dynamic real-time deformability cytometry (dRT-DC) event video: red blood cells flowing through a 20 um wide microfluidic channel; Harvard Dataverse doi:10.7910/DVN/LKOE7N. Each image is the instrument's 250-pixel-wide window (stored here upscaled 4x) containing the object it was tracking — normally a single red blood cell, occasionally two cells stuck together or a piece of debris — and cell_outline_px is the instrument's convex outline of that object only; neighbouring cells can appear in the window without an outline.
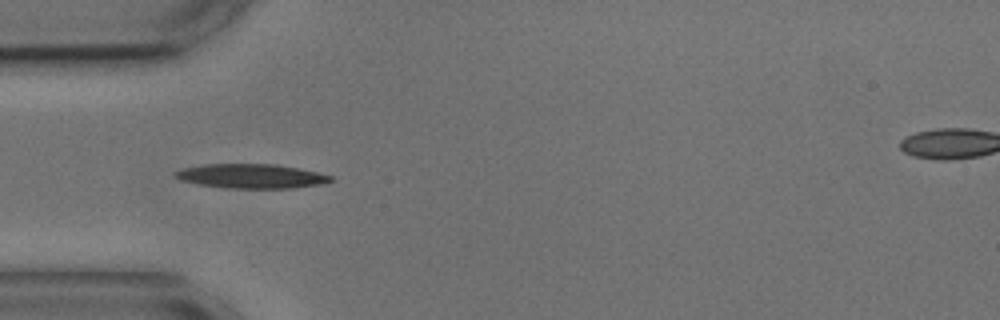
{"species": "common noctule bat (a hibernating species)", "species_latin": "Nyctalus noctula", "temperature_condition": "cold", "stored_images_in_passage": 4, "camera_frame_rate_fps": 3000, "um_per_image_px": 0.085, "animal": {"sex": "male", "body_mass_g": 17.9, "forearm_length_mm": 54.2}, "frame": {"image": 1, "passage_image": 4, "time_ms": 3.667, "image_size_px": [1000, 320], "cell_outline_px": [[332, 180], [320, 184], [292, 188], [224, 188], [196, 184], [180, 180], [172, 176], [172, 172], [184, 168], [204, 164], [276, 164], [316, 172], [332, 176]], "centroid_in_image_um": [21.26, 14.97], "position_along_channel_um": 63.7, "area_um2": 22.02}}